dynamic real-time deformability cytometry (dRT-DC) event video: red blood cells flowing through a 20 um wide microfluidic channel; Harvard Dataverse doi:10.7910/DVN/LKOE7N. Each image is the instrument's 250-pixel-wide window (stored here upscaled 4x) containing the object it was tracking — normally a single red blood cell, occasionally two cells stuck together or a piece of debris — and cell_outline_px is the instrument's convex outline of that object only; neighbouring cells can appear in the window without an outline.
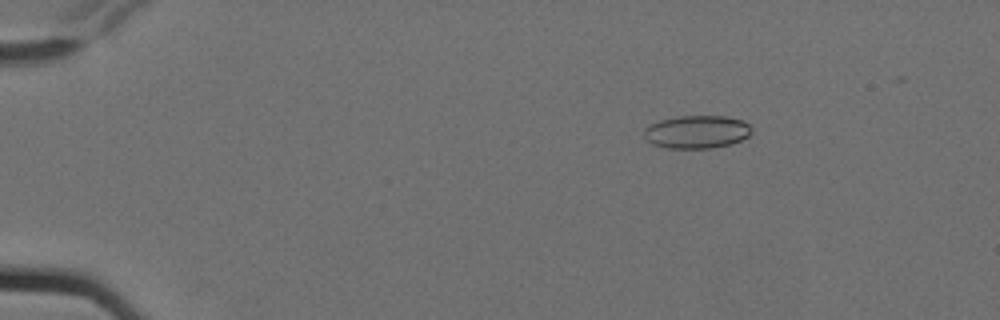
{"species": "Egyptian fruit bat (a non-hibernating species)", "species_latin": "Rousettus aegyptiacus", "temperature_condition": "cold", "stored_images_in_passage": 8, "camera_frame_rate_fps": 3000, "um_per_image_px": 0.085, "animal": {"sex": "female"}, "frame": {"image": 1, "passage_image": 3, "time_ms": 0.667, "image_size_px": [1000, 320], "cell_outline_px": [[752, 132], [748, 136], [732, 144], [708, 148], [668, 148], [652, 144], [644, 140], [644, 128], [660, 120], [680, 116], [728, 116], [744, 120], [752, 128]], "centroid_in_image_um": [59.23, 11.21], "position_along_channel_um": 25.8, "area_um2": 20.81}}
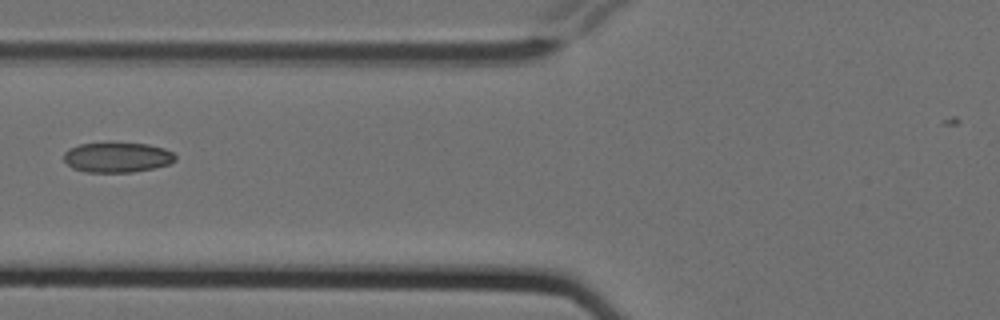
{"frame": {"image": 2, "passage_image": 7, "time_ms": 2.0, "image_size_px": [1000, 320], "cell_outline_px": [[176, 160], [168, 164], [152, 168], [132, 172], [84, 172], [72, 168], [64, 160], [64, 152], [68, 148], [80, 144], [148, 144], [164, 148], [172, 152], [176, 156]], "centroid_in_image_um": [9.95, 13.39], "position_along_channel_um": 115.9, "area_um2": 19.25}}
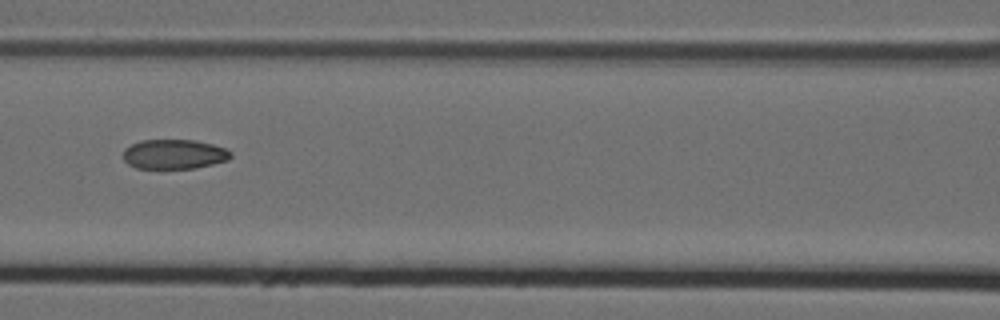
{"frame": {"image": 3, "passage_image": 8, "time_ms": 2.333, "image_size_px": [1000, 320], "cell_outline_px": [[232, 156], [228, 160], [196, 168], [136, 168], [128, 164], [124, 160], [124, 148], [140, 140], [196, 140], [212, 144], [224, 148], [232, 152]], "centroid_in_image_um": [14.8, 13.1], "position_along_channel_um": 151.8, "area_um2": 18.55}}